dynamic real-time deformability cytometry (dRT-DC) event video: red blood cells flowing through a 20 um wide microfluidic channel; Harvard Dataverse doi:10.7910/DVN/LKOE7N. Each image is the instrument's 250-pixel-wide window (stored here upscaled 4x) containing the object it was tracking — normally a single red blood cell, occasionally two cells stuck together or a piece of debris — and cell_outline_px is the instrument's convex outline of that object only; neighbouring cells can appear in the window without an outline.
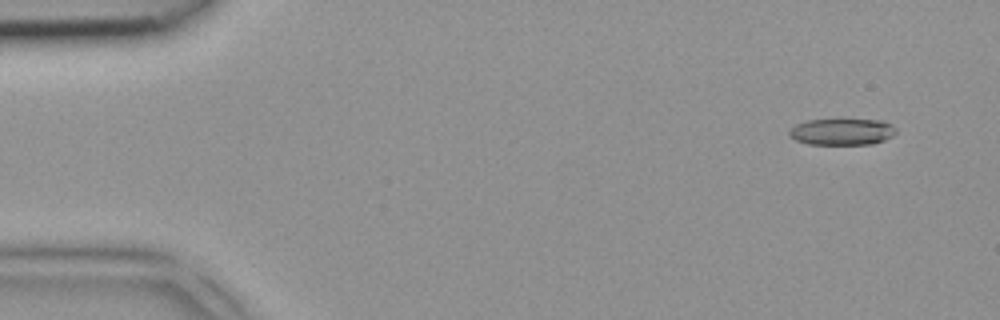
{"species": "common noctule bat (a hibernating species)", "species_latin": "Nyctalus noctula", "temperature_condition": "room temperature", "stored_images_in_passage": 4, "camera_frame_rate_fps": 3000, "um_per_image_px": 0.085, "animal": {"sex": "female", "body_mass_g": 18.4}, "frame": {"image": 1, "passage_image": 2, "time_ms": 0.333, "image_size_px": [1000, 320], "cell_outline_px": [[896, 132], [892, 136], [884, 140], [872, 144], [808, 144], [796, 140], [788, 136], [788, 132], [796, 124], [804, 120], [840, 116], [884, 120], [892, 124], [896, 128]], "centroid_in_image_um": [71.58, 11.13], "position_along_channel_um": 13.4, "area_um2": 17.69}}
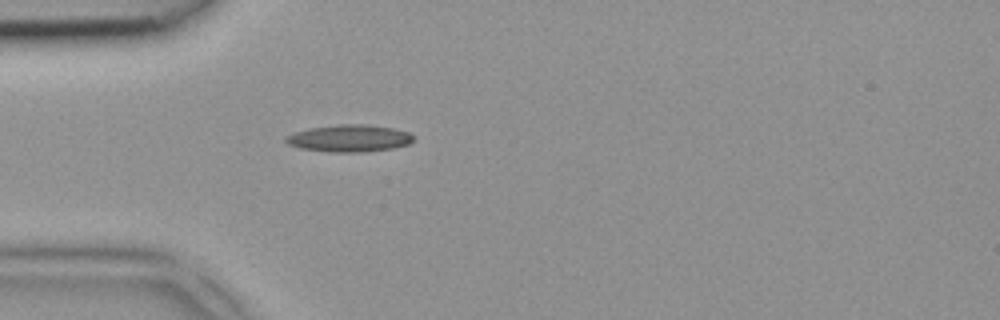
{"frame": {"image": 2, "passage_image": 4, "time_ms": 1.0, "image_size_px": [1000, 320], "cell_outline_px": [[416, 136], [408, 144], [392, 148], [360, 152], [332, 152], [300, 148], [288, 144], [284, 140], [284, 136], [308, 128], [340, 124], [368, 124], [392, 128], [408, 132]], "centroid_in_image_um": [29.67, 11.74], "position_along_channel_um": 55.3, "area_um2": 20.11}}